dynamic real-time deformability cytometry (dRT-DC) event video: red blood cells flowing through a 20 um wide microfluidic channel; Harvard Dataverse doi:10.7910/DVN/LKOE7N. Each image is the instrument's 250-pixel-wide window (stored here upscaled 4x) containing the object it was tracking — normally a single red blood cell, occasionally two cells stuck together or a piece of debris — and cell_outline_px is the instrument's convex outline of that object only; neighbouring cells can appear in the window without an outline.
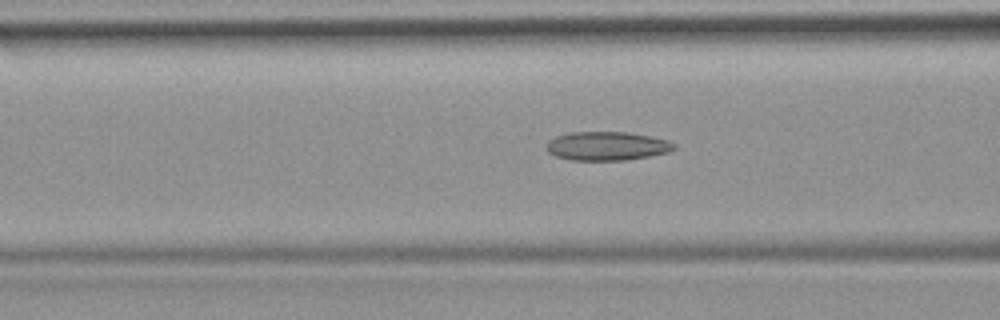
{"species": "common noctule bat (a hibernating species)", "species_latin": "Nyctalus noctula", "temperature_condition": "room temperature", "stored_images_in_passage": 50, "camera_frame_rate_fps": 3000, "um_per_image_px": 0.085, "animal": {"sex": "female", "body_mass_g": 19.9}, "frame": {"image": 1, "passage_image": 18, "time_ms": 5.667, "image_size_px": [1000, 320], "cell_outline_px": [[676, 148], [668, 152], [628, 160], [572, 160], [556, 156], [548, 152], [548, 140], [556, 136], [572, 132], [628, 132], [668, 140], [676, 144]], "centroid_in_image_um": [51.61, 12.41], "position_along_channel_um": 115.0, "area_um2": 21.27}}
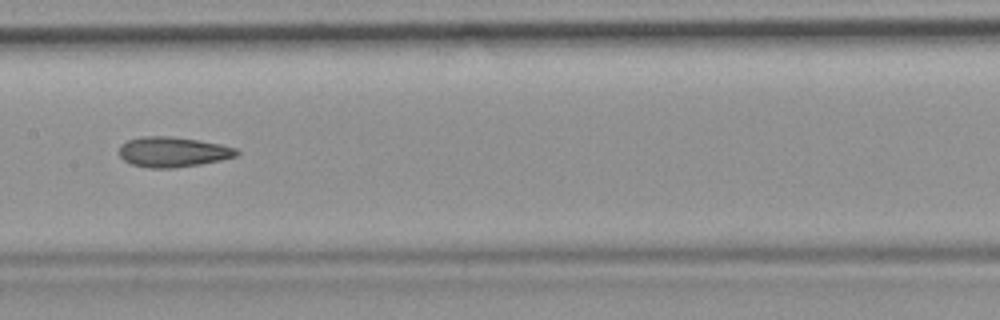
{"frame": {"image": 2, "passage_image": 24, "time_ms": 7.667, "image_size_px": [1000, 320], "cell_outline_px": [[240, 152], [236, 156], [220, 160], [200, 164], [172, 168], [152, 168], [132, 164], [124, 160], [120, 156], [120, 144], [128, 140], [140, 136], [172, 136], [220, 144], [236, 148]], "centroid_in_image_um": [14.68, 12.91], "position_along_channel_um": 192.7, "area_um2": 20.52}}
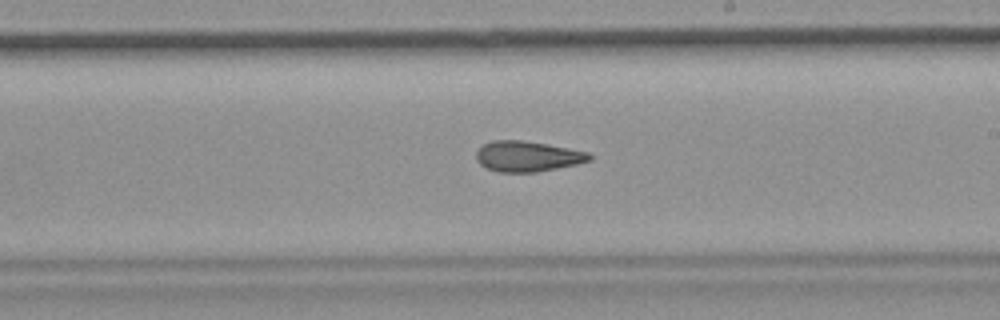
{"frame": {"image": 3, "passage_image": 28, "time_ms": 9.0, "image_size_px": [1000, 320], "cell_outline_px": [[592, 160], [576, 164], [536, 172], [496, 172], [480, 164], [476, 160], [476, 152], [484, 144], [492, 140], [520, 140], [544, 144], [588, 152], [592, 156]], "centroid_in_image_um": [44.81, 13.29], "position_along_channel_um": 244.2, "area_um2": 19.88}, "authors_computed_cell_mechanics": {"area_um2": 20.6346, "velocity_mm_per_s": 3.8775, "shape_relaxation_time_tau1_ms": null, "shape_relaxation_time_tau2_ms": 3.2842, "deformation_change_tau1": null, "deformation_change_tau2": 0.1192}}